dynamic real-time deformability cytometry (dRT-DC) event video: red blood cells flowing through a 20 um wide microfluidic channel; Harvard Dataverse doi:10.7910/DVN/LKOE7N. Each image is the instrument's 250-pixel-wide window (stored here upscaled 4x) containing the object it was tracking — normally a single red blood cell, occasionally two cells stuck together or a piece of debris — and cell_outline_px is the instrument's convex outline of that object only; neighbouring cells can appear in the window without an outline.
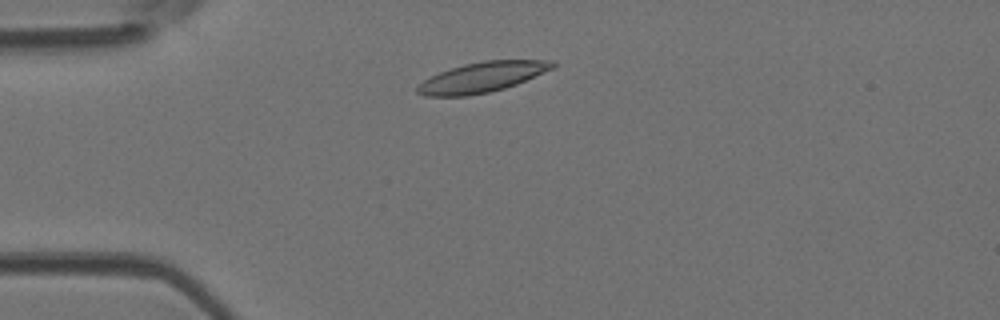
{"species": "Egyptian fruit bat (a non-hibernating species)", "species_latin": "Rousettus aegyptiacus", "temperature_condition": "room temperature", "stored_images_in_passage": 5, "camera_frame_rate_fps": 3000, "um_per_image_px": 0.085, "animal": {"sex": "female"}, "frame": {"image": 1, "passage_image": 2, "time_ms": 0.333, "image_size_px": [1000, 320], "cell_outline_px": [[556, 64], [552, 68], [516, 84], [504, 88], [488, 92], [468, 96], [424, 96], [416, 92], [416, 88], [424, 80], [440, 72], [464, 64], [484, 60], [556, 60]], "centroid_in_image_um": [40.97, 6.56], "position_along_channel_um": 44.0, "area_um2": 23.47}}
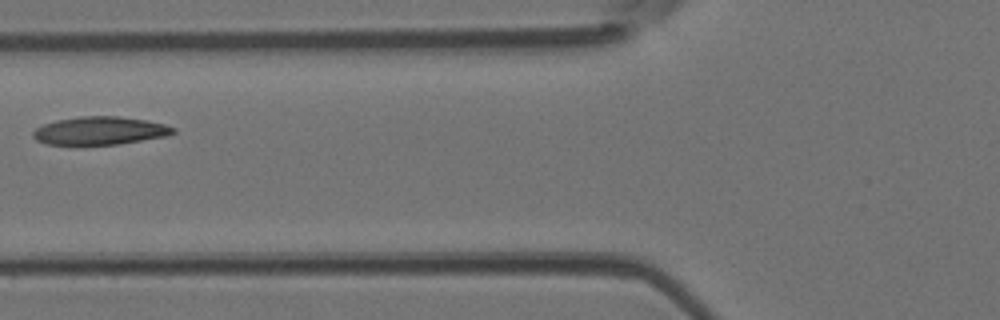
{"frame": {"image": 2, "passage_image": 4, "time_ms": 1.0, "image_size_px": [1000, 320], "cell_outline_px": [[176, 132], [168, 136], [120, 144], [84, 148], [44, 144], [36, 140], [32, 136], [32, 132], [36, 128], [44, 124], [56, 120], [80, 116], [120, 116], [144, 120], [164, 124], [176, 128]], "centroid_in_image_um": [8.43, 11.16], "position_along_channel_um": 117.4, "area_um2": 24.04}}
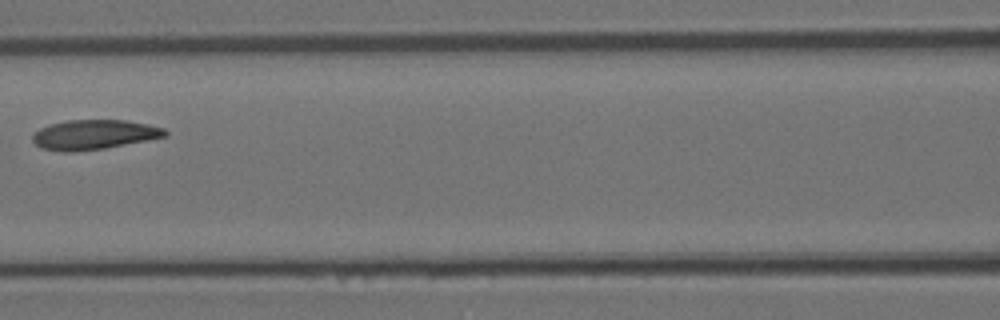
{"frame": {"image": 3, "passage_image": 5, "time_ms": 1.333, "image_size_px": [1000, 320], "cell_outline_px": [[168, 136], [104, 148], [72, 152], [64, 152], [40, 148], [32, 140], [32, 136], [40, 128], [48, 124], [68, 120], [124, 120], [148, 124], [164, 128], [168, 132]], "centroid_in_image_um": [7.98, 11.44], "position_along_channel_um": 158.6, "area_um2": 22.89}}